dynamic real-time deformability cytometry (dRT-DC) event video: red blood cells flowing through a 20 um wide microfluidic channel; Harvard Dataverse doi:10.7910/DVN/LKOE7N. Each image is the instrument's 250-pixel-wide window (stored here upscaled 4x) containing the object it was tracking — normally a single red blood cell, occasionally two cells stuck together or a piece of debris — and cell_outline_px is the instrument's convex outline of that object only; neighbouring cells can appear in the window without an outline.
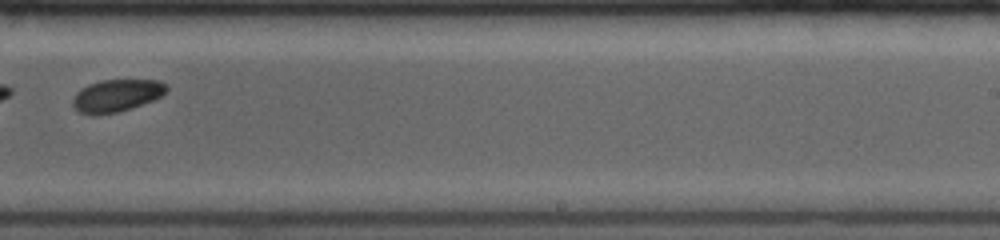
{"species": "common noctule bat (a hibernating species)", "species_latin": "Nyctalus noctula", "temperature_condition": "room temperature", "stored_images_in_passage": 32, "camera_frame_rate_fps": 4000, "um_per_image_px": 0.085, "animal": {"sex": "female", "body_mass_g": 19.0, "forearm_length_mm": 53.3}, "frame": {"image": 1, "passage_image": 19, "time_ms": 5.25, "image_size_px": [1000, 240], "cell_outline_px": [[168, 88], [160, 96], [152, 100], [116, 112], [92, 116], [80, 112], [72, 104], [72, 100], [76, 92], [80, 88], [88, 84], [104, 80], [160, 80], [168, 84]], "centroid_in_image_um": [9.88, 8.11], "position_along_channel_um": 279.1, "area_um2": 17.51}, "authors_computed_cell_mechanics": {"area_um2": 17.9758, "velocity_mm_per_s": 4.0397, "shape_relaxation_time_tau1_ms": null, "shape_relaxation_time_tau2_ms": 6.3824, "deformation_change_tau1": null, "deformation_change_tau2": 0.0763}}